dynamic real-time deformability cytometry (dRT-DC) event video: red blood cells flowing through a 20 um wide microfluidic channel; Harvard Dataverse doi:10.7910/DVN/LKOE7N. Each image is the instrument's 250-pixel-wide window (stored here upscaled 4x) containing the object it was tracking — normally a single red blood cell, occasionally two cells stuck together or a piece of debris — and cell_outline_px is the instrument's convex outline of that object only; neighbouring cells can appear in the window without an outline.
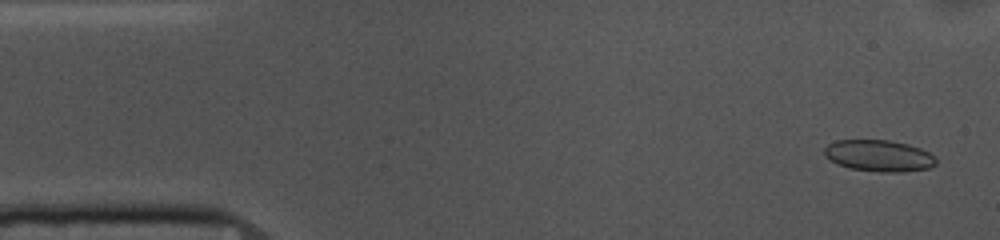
{"species": "common noctule bat (a hibernating species)", "species_latin": "Nyctalus noctula", "temperature_condition": "cold", "stored_images_in_passage": 53, "camera_frame_rate_fps": 3000, "um_per_image_px": 0.085, "animal": {"sex": "female", "body_mass_g": 10.0, "forearm_length_mm": 53.1}, "frame": {"image": 1, "passage_image": 2, "time_ms": 0.333, "image_size_px": [1000, 240], "cell_outline_px": [[936, 164], [928, 168], [900, 172], [880, 172], [848, 168], [832, 160], [824, 152], [824, 148], [828, 144], [836, 140], [888, 140], [908, 144], [920, 148], [936, 156]], "centroid_in_image_um": [74.74, 13.23], "position_along_channel_um": 10.3, "area_um2": 20.35}}
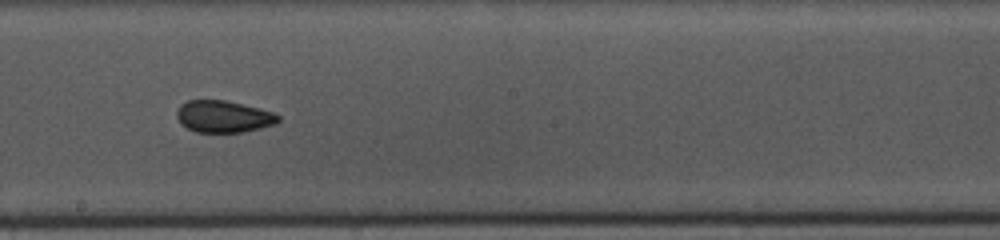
{"frame": {"image": 2, "passage_image": 28, "time_ms": 9.0, "image_size_px": [1000, 240], "cell_outline_px": [[280, 120], [276, 124], [260, 128], [240, 132], [196, 132], [180, 124], [176, 116], [176, 112], [180, 104], [188, 100], [224, 100], [260, 108], [272, 112], [280, 116]], "centroid_in_image_um": [18.98, 9.9], "position_along_channel_um": 229.2, "area_um2": 18.9}}
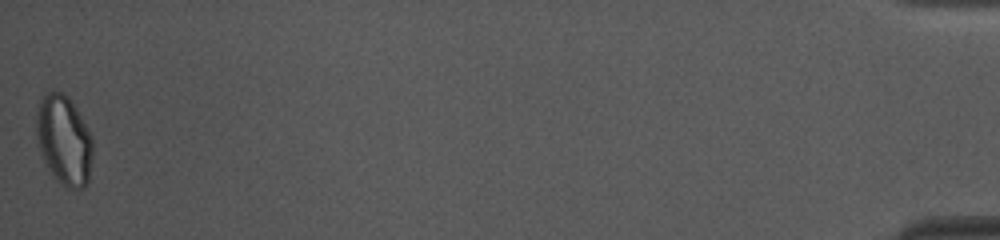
{"frame": {"image": 3, "passage_image": 53, "time_ms": 17.333, "image_size_px": [1000, 240], "cell_outline_px": [[92, 156], [88, 184], [84, 188], [68, 188], [52, 172], [44, 160], [36, 136], [36, 112], [40, 100], [52, 88], [68, 96], [76, 108], [92, 136]], "centroid_in_image_um": [5.45, 11.86], "position_along_channel_um": 429.8, "area_um2": 29.13}, "authors_computed_cell_mechanics": {"area_um2": 20.3456, "velocity_mm_per_s": 3.6451, "shape_relaxation_time_tau1_ms": 4.4437, "shape_relaxation_time_tau2_ms": 1.7571, "deformation_change_tau1": 0.0863, "deformation_change_tau2": 0.0623}}